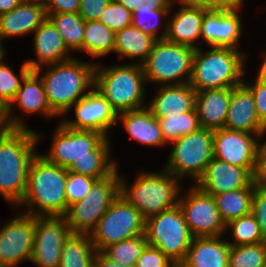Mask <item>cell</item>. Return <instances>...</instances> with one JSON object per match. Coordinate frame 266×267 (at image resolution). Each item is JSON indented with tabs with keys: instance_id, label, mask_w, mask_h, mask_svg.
Here are the masks:
<instances>
[{
	"instance_id": "1",
	"label": "cell",
	"mask_w": 266,
	"mask_h": 267,
	"mask_svg": "<svg viewBox=\"0 0 266 267\" xmlns=\"http://www.w3.org/2000/svg\"><path fill=\"white\" fill-rule=\"evenodd\" d=\"M56 129L49 153L43 155L49 162L98 180L117 169L109 159V140L104 134L68 128L62 122Z\"/></svg>"
},
{
	"instance_id": "2",
	"label": "cell",
	"mask_w": 266,
	"mask_h": 267,
	"mask_svg": "<svg viewBox=\"0 0 266 267\" xmlns=\"http://www.w3.org/2000/svg\"><path fill=\"white\" fill-rule=\"evenodd\" d=\"M39 139L40 135L30 129L8 128L0 133V195L13 205L19 206L24 197Z\"/></svg>"
},
{
	"instance_id": "3",
	"label": "cell",
	"mask_w": 266,
	"mask_h": 267,
	"mask_svg": "<svg viewBox=\"0 0 266 267\" xmlns=\"http://www.w3.org/2000/svg\"><path fill=\"white\" fill-rule=\"evenodd\" d=\"M67 174L68 169L37 153L29 165L26 190L20 203L30 207L25 213L35 217L64 216L67 211ZM33 205L39 209H32Z\"/></svg>"
},
{
	"instance_id": "4",
	"label": "cell",
	"mask_w": 266,
	"mask_h": 267,
	"mask_svg": "<svg viewBox=\"0 0 266 267\" xmlns=\"http://www.w3.org/2000/svg\"><path fill=\"white\" fill-rule=\"evenodd\" d=\"M95 65L72 58L46 66L49 70L40 78L48 104L58 116L66 114L78 100L84 98L88 88H94Z\"/></svg>"
},
{
	"instance_id": "5",
	"label": "cell",
	"mask_w": 266,
	"mask_h": 267,
	"mask_svg": "<svg viewBox=\"0 0 266 267\" xmlns=\"http://www.w3.org/2000/svg\"><path fill=\"white\" fill-rule=\"evenodd\" d=\"M197 48L193 56L189 85L195 91L233 88L243 83L245 54L230 47H212L202 53Z\"/></svg>"
},
{
	"instance_id": "6",
	"label": "cell",
	"mask_w": 266,
	"mask_h": 267,
	"mask_svg": "<svg viewBox=\"0 0 266 267\" xmlns=\"http://www.w3.org/2000/svg\"><path fill=\"white\" fill-rule=\"evenodd\" d=\"M145 81L143 67L138 62L106 68L95 65L94 88L109 101L117 115L142 108Z\"/></svg>"
},
{
	"instance_id": "7",
	"label": "cell",
	"mask_w": 266,
	"mask_h": 267,
	"mask_svg": "<svg viewBox=\"0 0 266 267\" xmlns=\"http://www.w3.org/2000/svg\"><path fill=\"white\" fill-rule=\"evenodd\" d=\"M178 181L166 169L159 173L142 172L130 187L120 177V195L137 208L146 220L179 204L177 196L181 187Z\"/></svg>"
},
{
	"instance_id": "8",
	"label": "cell",
	"mask_w": 266,
	"mask_h": 267,
	"mask_svg": "<svg viewBox=\"0 0 266 267\" xmlns=\"http://www.w3.org/2000/svg\"><path fill=\"white\" fill-rule=\"evenodd\" d=\"M149 246L159 249L179 266L185 259L193 236L179 204L145 220Z\"/></svg>"
},
{
	"instance_id": "9",
	"label": "cell",
	"mask_w": 266,
	"mask_h": 267,
	"mask_svg": "<svg viewBox=\"0 0 266 267\" xmlns=\"http://www.w3.org/2000/svg\"><path fill=\"white\" fill-rule=\"evenodd\" d=\"M195 50L166 39H158L142 64L146 81L158 82L160 85L189 84Z\"/></svg>"
},
{
	"instance_id": "10",
	"label": "cell",
	"mask_w": 266,
	"mask_h": 267,
	"mask_svg": "<svg viewBox=\"0 0 266 267\" xmlns=\"http://www.w3.org/2000/svg\"><path fill=\"white\" fill-rule=\"evenodd\" d=\"M116 169L97 180L85 198L68 206L63 216L71 233L91 234L110 204L120 195V177Z\"/></svg>"
},
{
	"instance_id": "11",
	"label": "cell",
	"mask_w": 266,
	"mask_h": 267,
	"mask_svg": "<svg viewBox=\"0 0 266 267\" xmlns=\"http://www.w3.org/2000/svg\"><path fill=\"white\" fill-rule=\"evenodd\" d=\"M213 138L214 130L200 127L197 131L173 141V149L165 169L178 179L190 176L197 183L214 157Z\"/></svg>"
},
{
	"instance_id": "12",
	"label": "cell",
	"mask_w": 266,
	"mask_h": 267,
	"mask_svg": "<svg viewBox=\"0 0 266 267\" xmlns=\"http://www.w3.org/2000/svg\"><path fill=\"white\" fill-rule=\"evenodd\" d=\"M145 233V219L137 208L119 195L98 221L90 238L96 251Z\"/></svg>"
},
{
	"instance_id": "13",
	"label": "cell",
	"mask_w": 266,
	"mask_h": 267,
	"mask_svg": "<svg viewBox=\"0 0 266 267\" xmlns=\"http://www.w3.org/2000/svg\"><path fill=\"white\" fill-rule=\"evenodd\" d=\"M179 206L193 237H218L226 231L214 196L204 193L196 185L187 197H179Z\"/></svg>"
},
{
	"instance_id": "14",
	"label": "cell",
	"mask_w": 266,
	"mask_h": 267,
	"mask_svg": "<svg viewBox=\"0 0 266 267\" xmlns=\"http://www.w3.org/2000/svg\"><path fill=\"white\" fill-rule=\"evenodd\" d=\"M70 233L63 216L35 217L31 261L38 267H59L64 240Z\"/></svg>"
},
{
	"instance_id": "15",
	"label": "cell",
	"mask_w": 266,
	"mask_h": 267,
	"mask_svg": "<svg viewBox=\"0 0 266 267\" xmlns=\"http://www.w3.org/2000/svg\"><path fill=\"white\" fill-rule=\"evenodd\" d=\"M35 237V216L21 213L0 229V263L14 267L31 260Z\"/></svg>"
},
{
	"instance_id": "16",
	"label": "cell",
	"mask_w": 266,
	"mask_h": 267,
	"mask_svg": "<svg viewBox=\"0 0 266 267\" xmlns=\"http://www.w3.org/2000/svg\"><path fill=\"white\" fill-rule=\"evenodd\" d=\"M41 67L36 70L24 63L21 65L20 77L24 86L21 83L20 88L17 90L15 97L10 104L5 108V119L8 128L10 129H28L19 119V117H11L12 105L17 103L18 108L26 113H42L47 116H58L49 106L47 97L45 95L44 86L41 78L39 77Z\"/></svg>"
},
{
	"instance_id": "17",
	"label": "cell",
	"mask_w": 266,
	"mask_h": 267,
	"mask_svg": "<svg viewBox=\"0 0 266 267\" xmlns=\"http://www.w3.org/2000/svg\"><path fill=\"white\" fill-rule=\"evenodd\" d=\"M251 135L254 134L226 128L214 130V158L242 168H255L260 144Z\"/></svg>"
},
{
	"instance_id": "18",
	"label": "cell",
	"mask_w": 266,
	"mask_h": 267,
	"mask_svg": "<svg viewBox=\"0 0 266 267\" xmlns=\"http://www.w3.org/2000/svg\"><path fill=\"white\" fill-rule=\"evenodd\" d=\"M72 107H75L76 119L61 121L68 128L92 130L108 138L107 130L118 120V115L109 101L96 88L90 89L88 94Z\"/></svg>"
},
{
	"instance_id": "19",
	"label": "cell",
	"mask_w": 266,
	"mask_h": 267,
	"mask_svg": "<svg viewBox=\"0 0 266 267\" xmlns=\"http://www.w3.org/2000/svg\"><path fill=\"white\" fill-rule=\"evenodd\" d=\"M254 170L255 168L234 166L213 157L196 186L204 193L212 196L239 190L253 186Z\"/></svg>"
},
{
	"instance_id": "20",
	"label": "cell",
	"mask_w": 266,
	"mask_h": 267,
	"mask_svg": "<svg viewBox=\"0 0 266 267\" xmlns=\"http://www.w3.org/2000/svg\"><path fill=\"white\" fill-rule=\"evenodd\" d=\"M240 8L230 10L208 9L203 15L201 37L210 47L235 48L241 35Z\"/></svg>"
},
{
	"instance_id": "21",
	"label": "cell",
	"mask_w": 266,
	"mask_h": 267,
	"mask_svg": "<svg viewBox=\"0 0 266 267\" xmlns=\"http://www.w3.org/2000/svg\"><path fill=\"white\" fill-rule=\"evenodd\" d=\"M224 128L261 136L266 127L260 122L251 91L242 83L233 87Z\"/></svg>"
},
{
	"instance_id": "22",
	"label": "cell",
	"mask_w": 266,
	"mask_h": 267,
	"mask_svg": "<svg viewBox=\"0 0 266 267\" xmlns=\"http://www.w3.org/2000/svg\"><path fill=\"white\" fill-rule=\"evenodd\" d=\"M46 18L42 0H23L10 12L0 15V38L33 33Z\"/></svg>"
},
{
	"instance_id": "23",
	"label": "cell",
	"mask_w": 266,
	"mask_h": 267,
	"mask_svg": "<svg viewBox=\"0 0 266 267\" xmlns=\"http://www.w3.org/2000/svg\"><path fill=\"white\" fill-rule=\"evenodd\" d=\"M34 50L36 52L37 61H26L25 63L36 70L42 68L43 65L61 63L72 59L69 54L62 36L59 34L53 23L46 20L34 31Z\"/></svg>"
},
{
	"instance_id": "24",
	"label": "cell",
	"mask_w": 266,
	"mask_h": 267,
	"mask_svg": "<svg viewBox=\"0 0 266 267\" xmlns=\"http://www.w3.org/2000/svg\"><path fill=\"white\" fill-rule=\"evenodd\" d=\"M195 95L189 84L161 85L147 108L156 118L179 116L195 108Z\"/></svg>"
},
{
	"instance_id": "25",
	"label": "cell",
	"mask_w": 266,
	"mask_h": 267,
	"mask_svg": "<svg viewBox=\"0 0 266 267\" xmlns=\"http://www.w3.org/2000/svg\"><path fill=\"white\" fill-rule=\"evenodd\" d=\"M232 89L196 91L195 110L200 127L212 130L224 128Z\"/></svg>"
},
{
	"instance_id": "26",
	"label": "cell",
	"mask_w": 266,
	"mask_h": 267,
	"mask_svg": "<svg viewBox=\"0 0 266 267\" xmlns=\"http://www.w3.org/2000/svg\"><path fill=\"white\" fill-rule=\"evenodd\" d=\"M218 237H194L180 267H228L230 244Z\"/></svg>"
},
{
	"instance_id": "27",
	"label": "cell",
	"mask_w": 266,
	"mask_h": 267,
	"mask_svg": "<svg viewBox=\"0 0 266 267\" xmlns=\"http://www.w3.org/2000/svg\"><path fill=\"white\" fill-rule=\"evenodd\" d=\"M167 22L166 40L197 49L194 41L201 37L203 15L208 10L201 6L184 5Z\"/></svg>"
},
{
	"instance_id": "28",
	"label": "cell",
	"mask_w": 266,
	"mask_h": 267,
	"mask_svg": "<svg viewBox=\"0 0 266 267\" xmlns=\"http://www.w3.org/2000/svg\"><path fill=\"white\" fill-rule=\"evenodd\" d=\"M117 118L119 120L121 118L130 138L142 145L163 146L166 144L159 121L148 108L123 112L118 114Z\"/></svg>"
},
{
	"instance_id": "29",
	"label": "cell",
	"mask_w": 266,
	"mask_h": 267,
	"mask_svg": "<svg viewBox=\"0 0 266 267\" xmlns=\"http://www.w3.org/2000/svg\"><path fill=\"white\" fill-rule=\"evenodd\" d=\"M157 40L130 25L115 33L114 53L130 59L140 57L138 64L142 65L147 60Z\"/></svg>"
},
{
	"instance_id": "30",
	"label": "cell",
	"mask_w": 266,
	"mask_h": 267,
	"mask_svg": "<svg viewBox=\"0 0 266 267\" xmlns=\"http://www.w3.org/2000/svg\"><path fill=\"white\" fill-rule=\"evenodd\" d=\"M95 253L90 234L70 233L64 240L59 267H91Z\"/></svg>"
},
{
	"instance_id": "31",
	"label": "cell",
	"mask_w": 266,
	"mask_h": 267,
	"mask_svg": "<svg viewBox=\"0 0 266 267\" xmlns=\"http://www.w3.org/2000/svg\"><path fill=\"white\" fill-rule=\"evenodd\" d=\"M253 186L214 195L220 217L225 224L252 213Z\"/></svg>"
},
{
	"instance_id": "32",
	"label": "cell",
	"mask_w": 266,
	"mask_h": 267,
	"mask_svg": "<svg viewBox=\"0 0 266 267\" xmlns=\"http://www.w3.org/2000/svg\"><path fill=\"white\" fill-rule=\"evenodd\" d=\"M70 51H83L85 21L79 13H46Z\"/></svg>"
},
{
	"instance_id": "33",
	"label": "cell",
	"mask_w": 266,
	"mask_h": 267,
	"mask_svg": "<svg viewBox=\"0 0 266 267\" xmlns=\"http://www.w3.org/2000/svg\"><path fill=\"white\" fill-rule=\"evenodd\" d=\"M115 33L99 21H86L83 37V51L93 58L114 52Z\"/></svg>"
},
{
	"instance_id": "34",
	"label": "cell",
	"mask_w": 266,
	"mask_h": 267,
	"mask_svg": "<svg viewBox=\"0 0 266 267\" xmlns=\"http://www.w3.org/2000/svg\"><path fill=\"white\" fill-rule=\"evenodd\" d=\"M165 142H173L183 135L191 134L200 128L195 108L179 116L157 118Z\"/></svg>"
},
{
	"instance_id": "35",
	"label": "cell",
	"mask_w": 266,
	"mask_h": 267,
	"mask_svg": "<svg viewBox=\"0 0 266 267\" xmlns=\"http://www.w3.org/2000/svg\"><path fill=\"white\" fill-rule=\"evenodd\" d=\"M148 245L145 234L109 245L103 252L124 266L136 265L137 259Z\"/></svg>"
},
{
	"instance_id": "36",
	"label": "cell",
	"mask_w": 266,
	"mask_h": 267,
	"mask_svg": "<svg viewBox=\"0 0 266 267\" xmlns=\"http://www.w3.org/2000/svg\"><path fill=\"white\" fill-rule=\"evenodd\" d=\"M266 241L257 244L231 246L228 267H265Z\"/></svg>"
},
{
	"instance_id": "37",
	"label": "cell",
	"mask_w": 266,
	"mask_h": 267,
	"mask_svg": "<svg viewBox=\"0 0 266 267\" xmlns=\"http://www.w3.org/2000/svg\"><path fill=\"white\" fill-rule=\"evenodd\" d=\"M229 227L232 228L234 238V243L228 242L230 246L257 244L266 241L252 213L230 221L226 224V228Z\"/></svg>"
},
{
	"instance_id": "38",
	"label": "cell",
	"mask_w": 266,
	"mask_h": 267,
	"mask_svg": "<svg viewBox=\"0 0 266 267\" xmlns=\"http://www.w3.org/2000/svg\"><path fill=\"white\" fill-rule=\"evenodd\" d=\"M170 9H154L150 8H136L132 13V25L143 33L149 34L156 39H165L167 35V24L163 34L158 36V24L154 23L153 19L156 20L166 16L169 13ZM149 18V19H148ZM151 18V20H150ZM148 19V20H147ZM150 20V21H149Z\"/></svg>"
},
{
	"instance_id": "39",
	"label": "cell",
	"mask_w": 266,
	"mask_h": 267,
	"mask_svg": "<svg viewBox=\"0 0 266 267\" xmlns=\"http://www.w3.org/2000/svg\"><path fill=\"white\" fill-rule=\"evenodd\" d=\"M98 21L116 33L132 25V13L115 0H111Z\"/></svg>"
},
{
	"instance_id": "40",
	"label": "cell",
	"mask_w": 266,
	"mask_h": 267,
	"mask_svg": "<svg viewBox=\"0 0 266 267\" xmlns=\"http://www.w3.org/2000/svg\"><path fill=\"white\" fill-rule=\"evenodd\" d=\"M98 179L68 171L65 185V195L68 206L85 198Z\"/></svg>"
},
{
	"instance_id": "41",
	"label": "cell",
	"mask_w": 266,
	"mask_h": 267,
	"mask_svg": "<svg viewBox=\"0 0 266 267\" xmlns=\"http://www.w3.org/2000/svg\"><path fill=\"white\" fill-rule=\"evenodd\" d=\"M0 59V105L6 108L21 86V81L14 72Z\"/></svg>"
},
{
	"instance_id": "42",
	"label": "cell",
	"mask_w": 266,
	"mask_h": 267,
	"mask_svg": "<svg viewBox=\"0 0 266 267\" xmlns=\"http://www.w3.org/2000/svg\"><path fill=\"white\" fill-rule=\"evenodd\" d=\"M254 194L252 199V214L255 216L260 231L266 239V183L252 181Z\"/></svg>"
},
{
	"instance_id": "43",
	"label": "cell",
	"mask_w": 266,
	"mask_h": 267,
	"mask_svg": "<svg viewBox=\"0 0 266 267\" xmlns=\"http://www.w3.org/2000/svg\"><path fill=\"white\" fill-rule=\"evenodd\" d=\"M136 267H177L159 249L147 245L137 259Z\"/></svg>"
},
{
	"instance_id": "44",
	"label": "cell",
	"mask_w": 266,
	"mask_h": 267,
	"mask_svg": "<svg viewBox=\"0 0 266 267\" xmlns=\"http://www.w3.org/2000/svg\"><path fill=\"white\" fill-rule=\"evenodd\" d=\"M111 0H79V14L86 21H98Z\"/></svg>"
},
{
	"instance_id": "45",
	"label": "cell",
	"mask_w": 266,
	"mask_h": 267,
	"mask_svg": "<svg viewBox=\"0 0 266 267\" xmlns=\"http://www.w3.org/2000/svg\"><path fill=\"white\" fill-rule=\"evenodd\" d=\"M243 84L251 91L254 98L257 116L260 122L266 127V86L255 83L250 85L243 81Z\"/></svg>"
},
{
	"instance_id": "46",
	"label": "cell",
	"mask_w": 266,
	"mask_h": 267,
	"mask_svg": "<svg viewBox=\"0 0 266 267\" xmlns=\"http://www.w3.org/2000/svg\"><path fill=\"white\" fill-rule=\"evenodd\" d=\"M46 13H79V0H42Z\"/></svg>"
},
{
	"instance_id": "47",
	"label": "cell",
	"mask_w": 266,
	"mask_h": 267,
	"mask_svg": "<svg viewBox=\"0 0 266 267\" xmlns=\"http://www.w3.org/2000/svg\"><path fill=\"white\" fill-rule=\"evenodd\" d=\"M243 0H202L197 6L213 10H230L240 8Z\"/></svg>"
},
{
	"instance_id": "48",
	"label": "cell",
	"mask_w": 266,
	"mask_h": 267,
	"mask_svg": "<svg viewBox=\"0 0 266 267\" xmlns=\"http://www.w3.org/2000/svg\"><path fill=\"white\" fill-rule=\"evenodd\" d=\"M253 180L266 183V154L260 148L257 153Z\"/></svg>"
},
{
	"instance_id": "49",
	"label": "cell",
	"mask_w": 266,
	"mask_h": 267,
	"mask_svg": "<svg viewBox=\"0 0 266 267\" xmlns=\"http://www.w3.org/2000/svg\"><path fill=\"white\" fill-rule=\"evenodd\" d=\"M95 262L99 267H136V265L124 266L108 257L103 251H96Z\"/></svg>"
},
{
	"instance_id": "50",
	"label": "cell",
	"mask_w": 266,
	"mask_h": 267,
	"mask_svg": "<svg viewBox=\"0 0 266 267\" xmlns=\"http://www.w3.org/2000/svg\"><path fill=\"white\" fill-rule=\"evenodd\" d=\"M172 0H140L139 8L171 9Z\"/></svg>"
},
{
	"instance_id": "51",
	"label": "cell",
	"mask_w": 266,
	"mask_h": 267,
	"mask_svg": "<svg viewBox=\"0 0 266 267\" xmlns=\"http://www.w3.org/2000/svg\"><path fill=\"white\" fill-rule=\"evenodd\" d=\"M22 1L23 0H0V15L10 12Z\"/></svg>"
},
{
	"instance_id": "52",
	"label": "cell",
	"mask_w": 266,
	"mask_h": 267,
	"mask_svg": "<svg viewBox=\"0 0 266 267\" xmlns=\"http://www.w3.org/2000/svg\"><path fill=\"white\" fill-rule=\"evenodd\" d=\"M119 4L123 5L131 13L140 5V0H115Z\"/></svg>"
},
{
	"instance_id": "53",
	"label": "cell",
	"mask_w": 266,
	"mask_h": 267,
	"mask_svg": "<svg viewBox=\"0 0 266 267\" xmlns=\"http://www.w3.org/2000/svg\"><path fill=\"white\" fill-rule=\"evenodd\" d=\"M256 81L259 84L266 86V57H265L263 63L261 64V67L259 68V72H258V75L256 77Z\"/></svg>"
},
{
	"instance_id": "54",
	"label": "cell",
	"mask_w": 266,
	"mask_h": 267,
	"mask_svg": "<svg viewBox=\"0 0 266 267\" xmlns=\"http://www.w3.org/2000/svg\"><path fill=\"white\" fill-rule=\"evenodd\" d=\"M8 129L5 119V108L0 105V133Z\"/></svg>"
},
{
	"instance_id": "55",
	"label": "cell",
	"mask_w": 266,
	"mask_h": 267,
	"mask_svg": "<svg viewBox=\"0 0 266 267\" xmlns=\"http://www.w3.org/2000/svg\"><path fill=\"white\" fill-rule=\"evenodd\" d=\"M181 4L184 5H195L197 6L202 0H178Z\"/></svg>"
},
{
	"instance_id": "56",
	"label": "cell",
	"mask_w": 266,
	"mask_h": 267,
	"mask_svg": "<svg viewBox=\"0 0 266 267\" xmlns=\"http://www.w3.org/2000/svg\"><path fill=\"white\" fill-rule=\"evenodd\" d=\"M1 38H0V59L1 58H4V55H5V52H4V48L2 47V45H1Z\"/></svg>"
},
{
	"instance_id": "57",
	"label": "cell",
	"mask_w": 266,
	"mask_h": 267,
	"mask_svg": "<svg viewBox=\"0 0 266 267\" xmlns=\"http://www.w3.org/2000/svg\"><path fill=\"white\" fill-rule=\"evenodd\" d=\"M259 148L266 154V141L262 145H259Z\"/></svg>"
},
{
	"instance_id": "58",
	"label": "cell",
	"mask_w": 266,
	"mask_h": 267,
	"mask_svg": "<svg viewBox=\"0 0 266 267\" xmlns=\"http://www.w3.org/2000/svg\"><path fill=\"white\" fill-rule=\"evenodd\" d=\"M91 267H99V265L96 262H94Z\"/></svg>"
},
{
	"instance_id": "59",
	"label": "cell",
	"mask_w": 266,
	"mask_h": 267,
	"mask_svg": "<svg viewBox=\"0 0 266 267\" xmlns=\"http://www.w3.org/2000/svg\"><path fill=\"white\" fill-rule=\"evenodd\" d=\"M0 267H6L4 264L0 263Z\"/></svg>"
}]
</instances>
